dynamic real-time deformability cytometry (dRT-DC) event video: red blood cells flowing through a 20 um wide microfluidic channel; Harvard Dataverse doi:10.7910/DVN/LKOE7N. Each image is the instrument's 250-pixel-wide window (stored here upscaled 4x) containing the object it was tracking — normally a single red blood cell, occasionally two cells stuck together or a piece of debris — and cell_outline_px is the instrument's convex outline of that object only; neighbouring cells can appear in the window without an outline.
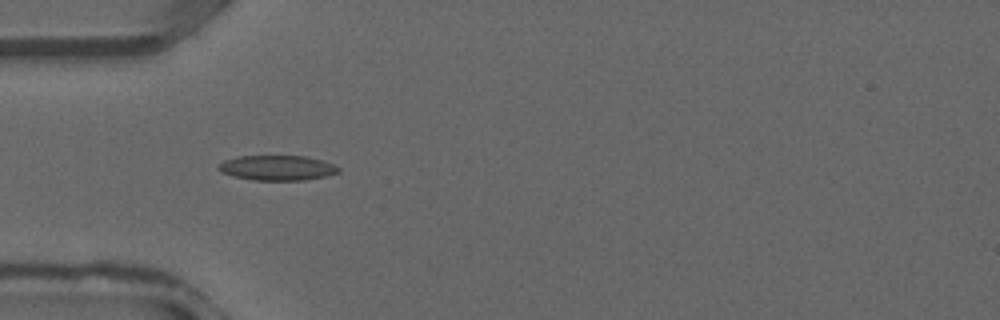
{"species": "common noctule bat (a hibernating species)", "species_latin": "Nyctalus noctula", "temperature_condition": "warm", "stored_images_in_passage": 22, "camera_frame_rate_fps": 3000, "um_per_image_px": 0.085, "animal": {"sex": "male", "forearm_length_mm": 52.5}, "frame": {"image": 1, "passage_image": 1, "time_ms": 0.0, "image_size_px": [1000, 320], "cell_outline_px": [[340, 172], [324, 176], [304, 180], [256, 180], [236, 176], [220, 172], [216, 168], [224, 160], [236, 156], [308, 156], [324, 160], [340, 168]], "centroid_in_image_um": [23.57, 14.25], "position_along_channel_um": 61.4, "area_um2": 17.46}}
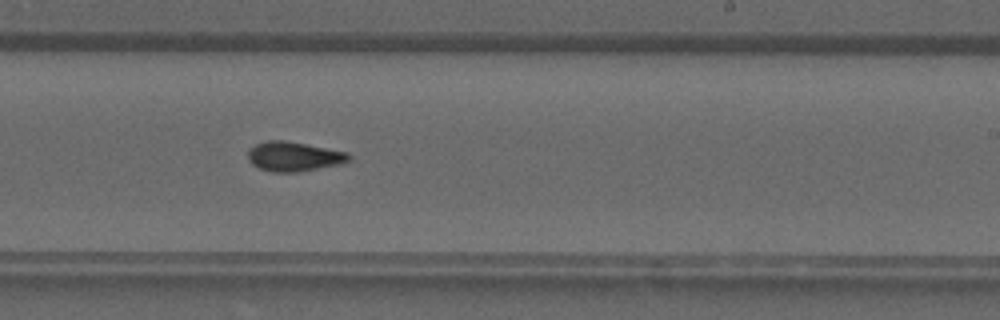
{"frame": {"image": 2, "passage_image": 12, "time_ms": 3.667, "image_size_px": [1000, 320], "cell_outline_px": [[352, 160], [340, 164], [296, 172], [272, 172], [260, 168], [252, 164], [248, 160], [248, 148], [264, 140], [284, 140], [348, 152], [352, 156]], "centroid_in_image_um": [24.97, 13.29], "position_along_channel_um": 264.0, "area_um2": 17.46}}
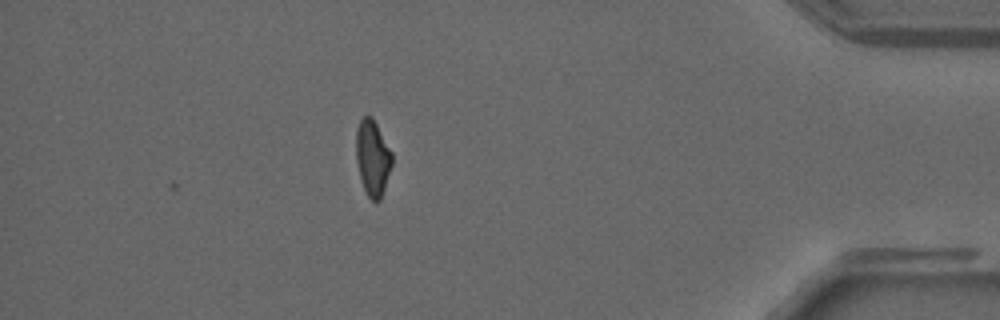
{"frame": {"image": 3, "passage_image": 22, "time_ms": 7.0, "image_size_px": [1000, 320], "cell_outline_px": [[392, 164], [380, 200], [372, 200], [368, 196], [360, 180], [356, 160], [356, 128], [360, 120], [364, 116], [372, 116], [392, 152]], "centroid_in_image_um": [31.66, 13.39], "position_along_channel_um": 403.5, "area_um2": 15.78}}